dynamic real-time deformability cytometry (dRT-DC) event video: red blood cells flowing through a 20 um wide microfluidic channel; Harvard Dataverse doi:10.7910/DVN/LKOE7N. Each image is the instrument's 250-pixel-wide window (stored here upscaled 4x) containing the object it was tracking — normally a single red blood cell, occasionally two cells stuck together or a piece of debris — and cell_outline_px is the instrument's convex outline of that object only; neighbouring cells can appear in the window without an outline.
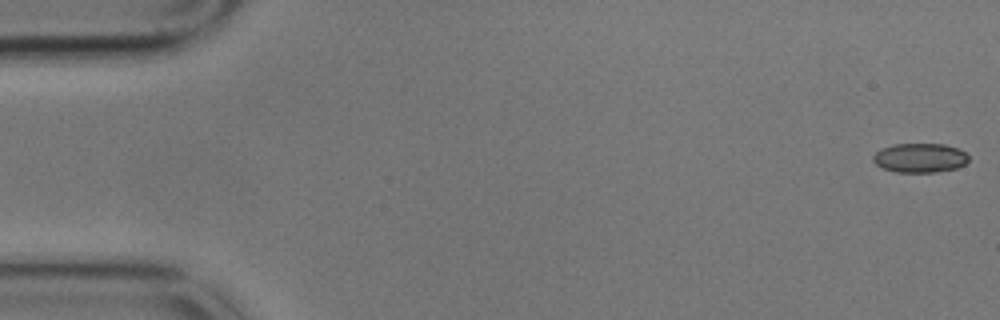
{"species": "common noctule bat (a hibernating species)", "species_latin": "Nyctalus noctula", "temperature_condition": "cold", "stored_images_in_passage": 10, "camera_frame_rate_fps": 3000, "um_per_image_px": 0.085, "animal": {"sex": "male", "body_mass_g": 17.9}, "frame": {"image": 1, "passage_image": 1, "time_ms": 0.0, "image_size_px": [1000, 320], "cell_outline_px": [[968, 160], [964, 164], [956, 168], [936, 172], [896, 172], [884, 168], [876, 164], [872, 160], [872, 156], [880, 148], [892, 144], [944, 144], [956, 148], [964, 152], [968, 156]], "centroid_in_image_um": [78.15, 13.41], "position_along_channel_um": 6.8, "area_um2": 16.24}}